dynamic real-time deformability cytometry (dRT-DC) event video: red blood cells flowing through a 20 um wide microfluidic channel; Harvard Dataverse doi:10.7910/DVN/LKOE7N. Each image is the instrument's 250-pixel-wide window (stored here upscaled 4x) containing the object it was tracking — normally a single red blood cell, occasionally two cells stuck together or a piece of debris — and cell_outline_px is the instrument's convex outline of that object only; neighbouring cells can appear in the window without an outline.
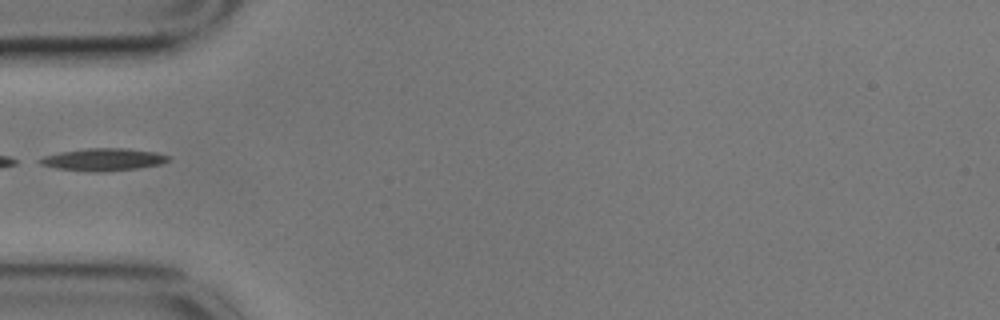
{"species": "common noctule bat (a hibernating species)", "species_latin": "Nyctalus noctula", "temperature_condition": "cold", "stored_images_in_passage": 38, "camera_frame_rate_fps": 3000, "um_per_image_px": 0.085, "animal": {"sex": "male", "body_mass_g": 17.9}, "frame": {"image": 1, "passage_image": 1, "time_ms": 0.0, "image_size_px": [1000, 320], "cell_outline_px": [[168, 160], [160, 164], [136, 168], [104, 172], [88, 172], [56, 168], [40, 164], [36, 160], [44, 156], [60, 152], [88, 148], [124, 148], [156, 152], [168, 156]], "centroid_in_image_um": [8.72, 13.56], "position_along_channel_um": 76.3, "area_um2": 16.7}}